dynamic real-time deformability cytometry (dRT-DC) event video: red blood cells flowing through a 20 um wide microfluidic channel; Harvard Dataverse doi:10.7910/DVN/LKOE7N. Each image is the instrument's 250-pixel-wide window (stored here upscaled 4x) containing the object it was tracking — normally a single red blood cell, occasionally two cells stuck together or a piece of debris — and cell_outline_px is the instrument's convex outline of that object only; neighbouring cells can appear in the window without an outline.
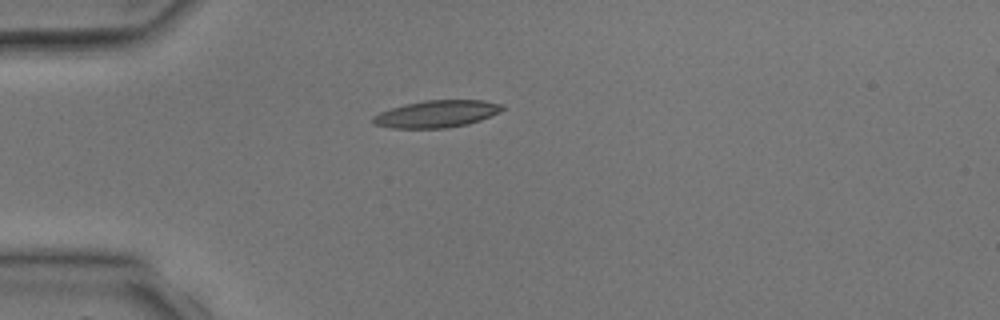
{"species": "common noctule bat (a hibernating species)", "species_latin": "Nyctalus noctula", "temperature_condition": "room temperature", "stored_images_in_passage": 4, "camera_frame_rate_fps": 3000, "um_per_image_px": 0.085, "animal": {"sex": "male", "body_mass_g": 17.9, "forearm_length_mm": 54.2}, "frame": {"image": 1, "passage_image": 4, "time_ms": 3.667, "image_size_px": [1000, 320], "cell_outline_px": [[504, 108], [500, 112], [480, 120], [468, 124], [448, 128], [392, 128], [372, 124], [372, 116], [380, 112], [404, 104], [424, 100], [484, 100], [504, 104]], "centroid_in_image_um": [37.12, 9.68], "position_along_channel_um": 47.9, "area_um2": 20.58}}